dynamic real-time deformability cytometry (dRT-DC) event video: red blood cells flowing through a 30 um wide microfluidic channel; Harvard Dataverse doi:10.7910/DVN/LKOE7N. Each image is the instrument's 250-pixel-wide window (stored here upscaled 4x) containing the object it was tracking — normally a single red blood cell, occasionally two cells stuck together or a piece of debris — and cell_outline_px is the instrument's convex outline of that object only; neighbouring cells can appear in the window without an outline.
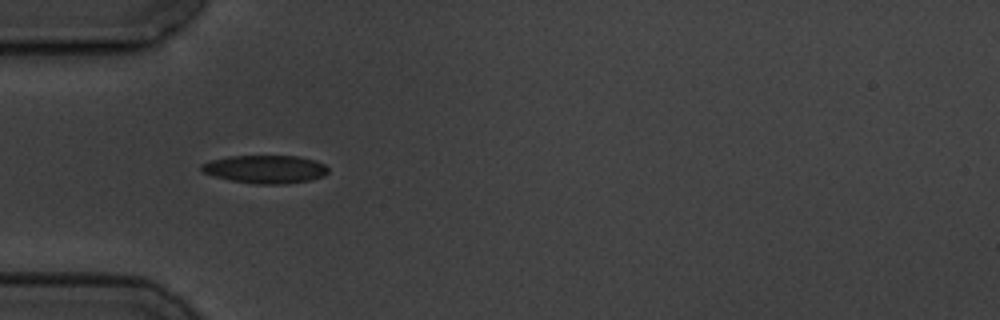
{"species": "common noctule bat (a hibernating species)", "species_latin": "Nyctalus noctula", "temperature_condition": "cold", "stored_images_in_passage": 5, "camera_frame_rate_fps": 3000, "um_per_image_px": 0.085, "animal": {"sex": "male", "body_mass_g": 19.5, "forearm_length_mm": 54.6}, "frame": {"image": 1, "passage_image": 4, "time_ms": 3.667, "image_size_px": [1000, 320], "cell_outline_px": [[328, 172], [324, 176], [312, 180], [284, 184], [256, 184], [232, 180], [216, 176], [204, 172], [200, 168], [200, 164], [212, 160], [228, 156], [300, 156], [316, 160], [324, 164], [328, 168]], "centroid_in_image_um": [22.6, 14.38], "position_along_channel_um": 62.4, "area_um2": 20.75}}
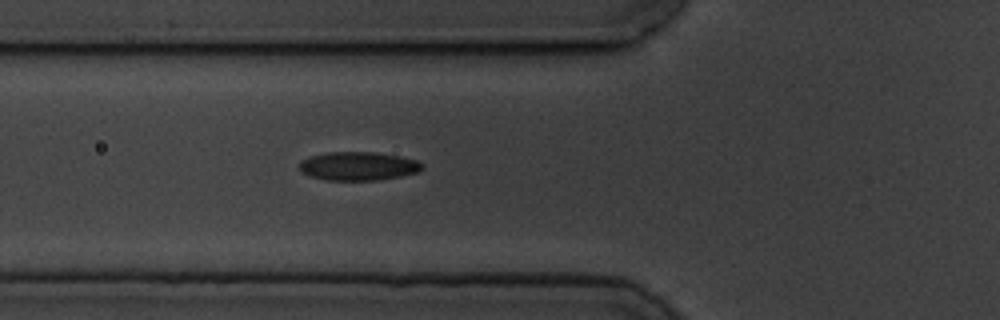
{"frame": {"image": 2, "passage_image": 5, "time_ms": 4.667, "image_size_px": [1000, 320], "cell_outline_px": [[424, 168], [420, 172], [400, 176], [376, 180], [328, 180], [308, 176], [300, 172], [296, 168], [300, 160], [308, 156], [324, 152], [376, 152], [400, 156], [416, 160], [424, 164]], "centroid_in_image_um": [30.39, 14.11], "position_along_channel_um": 95.4, "area_um2": 20.92}}